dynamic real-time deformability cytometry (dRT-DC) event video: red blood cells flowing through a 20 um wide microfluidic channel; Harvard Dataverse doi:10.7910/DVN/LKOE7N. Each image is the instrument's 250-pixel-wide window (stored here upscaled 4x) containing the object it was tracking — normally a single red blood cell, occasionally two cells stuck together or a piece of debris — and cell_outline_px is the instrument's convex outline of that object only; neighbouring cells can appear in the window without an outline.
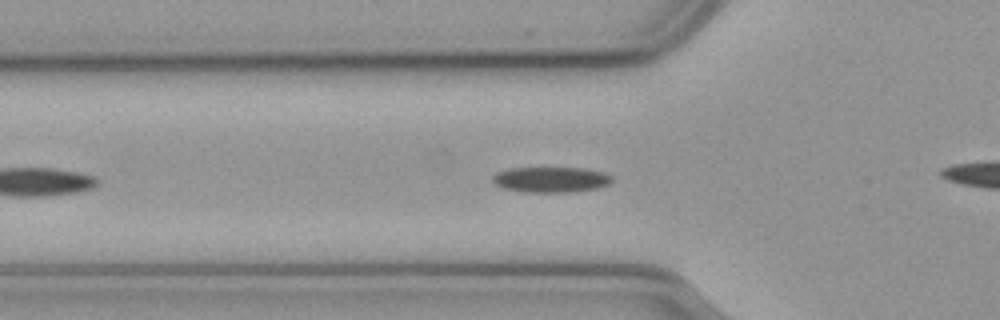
{"species": "common noctule bat (a hibernating species)", "species_latin": "Nyctalus noctula", "temperature_condition": "cold", "stored_images_in_passage": 30, "camera_frame_rate_fps": 3000, "um_per_image_px": 0.085, "animal": {"sex": "male", "body_mass_g": 23.1, "forearm_length_mm": 52.7}, "frame": {"image": 1, "passage_image": 9, "time_ms": 2.667, "image_size_px": [1000, 320], "cell_outline_px": [[612, 180], [608, 184], [596, 188], [568, 192], [524, 192], [504, 188], [496, 184], [492, 180], [492, 176], [496, 172], [512, 168], [584, 168], [604, 172], [612, 176]], "centroid_in_image_um": [46.82, 15.26], "position_along_channel_um": 79.0, "area_um2": 17.63}}